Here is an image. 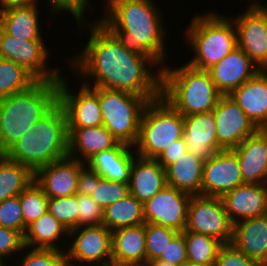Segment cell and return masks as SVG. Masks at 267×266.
<instances>
[{
    "label": "cell",
    "mask_w": 267,
    "mask_h": 266,
    "mask_svg": "<svg viewBox=\"0 0 267 266\" xmlns=\"http://www.w3.org/2000/svg\"><path fill=\"white\" fill-rule=\"evenodd\" d=\"M48 6L50 7V13L53 18L55 14H60V11L63 10L70 12L72 17L75 18V22L80 26V24H86L87 20L84 19V11L89 10L94 11L93 5H91L90 0H48ZM92 8V9H91ZM54 13V14H53Z\"/></svg>",
    "instance_id": "60d3db41"
},
{
    "label": "cell",
    "mask_w": 267,
    "mask_h": 266,
    "mask_svg": "<svg viewBox=\"0 0 267 266\" xmlns=\"http://www.w3.org/2000/svg\"><path fill=\"white\" fill-rule=\"evenodd\" d=\"M184 231L205 234L223 244H230L233 237V223L225 211L221 197L192 196Z\"/></svg>",
    "instance_id": "8fae6325"
},
{
    "label": "cell",
    "mask_w": 267,
    "mask_h": 266,
    "mask_svg": "<svg viewBox=\"0 0 267 266\" xmlns=\"http://www.w3.org/2000/svg\"><path fill=\"white\" fill-rule=\"evenodd\" d=\"M155 3L154 0H107L99 21L128 51L152 55L164 66L167 60L164 43L168 35L161 10Z\"/></svg>",
    "instance_id": "7a4b0ae2"
},
{
    "label": "cell",
    "mask_w": 267,
    "mask_h": 266,
    "mask_svg": "<svg viewBox=\"0 0 267 266\" xmlns=\"http://www.w3.org/2000/svg\"><path fill=\"white\" fill-rule=\"evenodd\" d=\"M68 235L69 231L47 211L39 219L27 226L23 236V242L24 246L28 248L66 251L65 248H67V246L64 244L61 246V240L64 238L66 239L64 243L65 241L68 242L69 240L66 238ZM63 246H65V248Z\"/></svg>",
    "instance_id": "f546056e"
},
{
    "label": "cell",
    "mask_w": 267,
    "mask_h": 266,
    "mask_svg": "<svg viewBox=\"0 0 267 266\" xmlns=\"http://www.w3.org/2000/svg\"><path fill=\"white\" fill-rule=\"evenodd\" d=\"M196 15L184 32L195 53L187 64L207 70L237 48V33L231 17L213 11Z\"/></svg>",
    "instance_id": "8992f818"
},
{
    "label": "cell",
    "mask_w": 267,
    "mask_h": 266,
    "mask_svg": "<svg viewBox=\"0 0 267 266\" xmlns=\"http://www.w3.org/2000/svg\"><path fill=\"white\" fill-rule=\"evenodd\" d=\"M129 195L128 183L112 181L100 176L98 187L94 188L91 198L104 210L107 206Z\"/></svg>",
    "instance_id": "f35d334b"
},
{
    "label": "cell",
    "mask_w": 267,
    "mask_h": 266,
    "mask_svg": "<svg viewBox=\"0 0 267 266\" xmlns=\"http://www.w3.org/2000/svg\"><path fill=\"white\" fill-rule=\"evenodd\" d=\"M191 197L192 195L167 185L143 204L145 223L184 231Z\"/></svg>",
    "instance_id": "5bb4252c"
},
{
    "label": "cell",
    "mask_w": 267,
    "mask_h": 266,
    "mask_svg": "<svg viewBox=\"0 0 267 266\" xmlns=\"http://www.w3.org/2000/svg\"><path fill=\"white\" fill-rule=\"evenodd\" d=\"M161 96L181 115L211 112L222 95L207 70L162 66Z\"/></svg>",
    "instance_id": "5b68a950"
},
{
    "label": "cell",
    "mask_w": 267,
    "mask_h": 266,
    "mask_svg": "<svg viewBox=\"0 0 267 266\" xmlns=\"http://www.w3.org/2000/svg\"><path fill=\"white\" fill-rule=\"evenodd\" d=\"M216 122L217 142L224 150L241 144L259 128L229 95H221L212 110Z\"/></svg>",
    "instance_id": "9a60e30c"
},
{
    "label": "cell",
    "mask_w": 267,
    "mask_h": 266,
    "mask_svg": "<svg viewBox=\"0 0 267 266\" xmlns=\"http://www.w3.org/2000/svg\"><path fill=\"white\" fill-rule=\"evenodd\" d=\"M38 4L11 5L0 9V27L20 40L43 39Z\"/></svg>",
    "instance_id": "4316f807"
},
{
    "label": "cell",
    "mask_w": 267,
    "mask_h": 266,
    "mask_svg": "<svg viewBox=\"0 0 267 266\" xmlns=\"http://www.w3.org/2000/svg\"><path fill=\"white\" fill-rule=\"evenodd\" d=\"M136 156L133 146L119 142L112 149L98 152L85 164L102 178L128 183Z\"/></svg>",
    "instance_id": "d4e9b609"
},
{
    "label": "cell",
    "mask_w": 267,
    "mask_h": 266,
    "mask_svg": "<svg viewBox=\"0 0 267 266\" xmlns=\"http://www.w3.org/2000/svg\"><path fill=\"white\" fill-rule=\"evenodd\" d=\"M177 233L169 227L145 223L146 261L158 259Z\"/></svg>",
    "instance_id": "d590c367"
},
{
    "label": "cell",
    "mask_w": 267,
    "mask_h": 266,
    "mask_svg": "<svg viewBox=\"0 0 267 266\" xmlns=\"http://www.w3.org/2000/svg\"><path fill=\"white\" fill-rule=\"evenodd\" d=\"M112 266L146 262L145 223L112 232Z\"/></svg>",
    "instance_id": "83f0119b"
},
{
    "label": "cell",
    "mask_w": 267,
    "mask_h": 266,
    "mask_svg": "<svg viewBox=\"0 0 267 266\" xmlns=\"http://www.w3.org/2000/svg\"><path fill=\"white\" fill-rule=\"evenodd\" d=\"M68 140L66 113L57 103L3 154L35 173L39 168L67 157Z\"/></svg>",
    "instance_id": "3957f363"
},
{
    "label": "cell",
    "mask_w": 267,
    "mask_h": 266,
    "mask_svg": "<svg viewBox=\"0 0 267 266\" xmlns=\"http://www.w3.org/2000/svg\"><path fill=\"white\" fill-rule=\"evenodd\" d=\"M229 96L259 129L267 128V70H260Z\"/></svg>",
    "instance_id": "7402d4cb"
},
{
    "label": "cell",
    "mask_w": 267,
    "mask_h": 266,
    "mask_svg": "<svg viewBox=\"0 0 267 266\" xmlns=\"http://www.w3.org/2000/svg\"><path fill=\"white\" fill-rule=\"evenodd\" d=\"M188 152L186 144L183 138H180L170 144L157 158L158 163L166 169L168 166L174 164V162Z\"/></svg>",
    "instance_id": "7dc6e473"
},
{
    "label": "cell",
    "mask_w": 267,
    "mask_h": 266,
    "mask_svg": "<svg viewBox=\"0 0 267 266\" xmlns=\"http://www.w3.org/2000/svg\"><path fill=\"white\" fill-rule=\"evenodd\" d=\"M24 247L23 236L16 230L0 226V257L8 260L9 255L18 254Z\"/></svg>",
    "instance_id": "f6af8a7d"
},
{
    "label": "cell",
    "mask_w": 267,
    "mask_h": 266,
    "mask_svg": "<svg viewBox=\"0 0 267 266\" xmlns=\"http://www.w3.org/2000/svg\"><path fill=\"white\" fill-rule=\"evenodd\" d=\"M100 175L85 165L79 174L76 194L92 195L94 188L98 187Z\"/></svg>",
    "instance_id": "bcb514c9"
},
{
    "label": "cell",
    "mask_w": 267,
    "mask_h": 266,
    "mask_svg": "<svg viewBox=\"0 0 267 266\" xmlns=\"http://www.w3.org/2000/svg\"><path fill=\"white\" fill-rule=\"evenodd\" d=\"M39 0H0V9L11 5L38 4Z\"/></svg>",
    "instance_id": "c3c4849f"
},
{
    "label": "cell",
    "mask_w": 267,
    "mask_h": 266,
    "mask_svg": "<svg viewBox=\"0 0 267 266\" xmlns=\"http://www.w3.org/2000/svg\"><path fill=\"white\" fill-rule=\"evenodd\" d=\"M37 81L23 66L0 58V99L25 91Z\"/></svg>",
    "instance_id": "836d02e7"
},
{
    "label": "cell",
    "mask_w": 267,
    "mask_h": 266,
    "mask_svg": "<svg viewBox=\"0 0 267 266\" xmlns=\"http://www.w3.org/2000/svg\"><path fill=\"white\" fill-rule=\"evenodd\" d=\"M58 103V81H37L0 99V154H3Z\"/></svg>",
    "instance_id": "277c9868"
},
{
    "label": "cell",
    "mask_w": 267,
    "mask_h": 266,
    "mask_svg": "<svg viewBox=\"0 0 267 266\" xmlns=\"http://www.w3.org/2000/svg\"><path fill=\"white\" fill-rule=\"evenodd\" d=\"M149 100L126 91L99 88L103 126L119 141L134 146L140 120Z\"/></svg>",
    "instance_id": "ba28073f"
},
{
    "label": "cell",
    "mask_w": 267,
    "mask_h": 266,
    "mask_svg": "<svg viewBox=\"0 0 267 266\" xmlns=\"http://www.w3.org/2000/svg\"><path fill=\"white\" fill-rule=\"evenodd\" d=\"M237 47L242 49L260 70H267V5L253 2L233 18Z\"/></svg>",
    "instance_id": "7c38bea8"
},
{
    "label": "cell",
    "mask_w": 267,
    "mask_h": 266,
    "mask_svg": "<svg viewBox=\"0 0 267 266\" xmlns=\"http://www.w3.org/2000/svg\"><path fill=\"white\" fill-rule=\"evenodd\" d=\"M34 181V173L25 165L0 154V202L19 196Z\"/></svg>",
    "instance_id": "1f68e13d"
},
{
    "label": "cell",
    "mask_w": 267,
    "mask_h": 266,
    "mask_svg": "<svg viewBox=\"0 0 267 266\" xmlns=\"http://www.w3.org/2000/svg\"><path fill=\"white\" fill-rule=\"evenodd\" d=\"M187 246V261L197 266H214L220 248L218 239L205 234L182 231Z\"/></svg>",
    "instance_id": "d6a6232c"
},
{
    "label": "cell",
    "mask_w": 267,
    "mask_h": 266,
    "mask_svg": "<svg viewBox=\"0 0 267 266\" xmlns=\"http://www.w3.org/2000/svg\"><path fill=\"white\" fill-rule=\"evenodd\" d=\"M120 266H146V264L145 263L123 264V265H120Z\"/></svg>",
    "instance_id": "f907efd6"
},
{
    "label": "cell",
    "mask_w": 267,
    "mask_h": 266,
    "mask_svg": "<svg viewBox=\"0 0 267 266\" xmlns=\"http://www.w3.org/2000/svg\"><path fill=\"white\" fill-rule=\"evenodd\" d=\"M231 244L247 257L267 262V214L243 219L233 224Z\"/></svg>",
    "instance_id": "603a6c76"
},
{
    "label": "cell",
    "mask_w": 267,
    "mask_h": 266,
    "mask_svg": "<svg viewBox=\"0 0 267 266\" xmlns=\"http://www.w3.org/2000/svg\"><path fill=\"white\" fill-rule=\"evenodd\" d=\"M181 266H197V265L187 262V263H185V264H183Z\"/></svg>",
    "instance_id": "f5cc1de1"
},
{
    "label": "cell",
    "mask_w": 267,
    "mask_h": 266,
    "mask_svg": "<svg viewBox=\"0 0 267 266\" xmlns=\"http://www.w3.org/2000/svg\"><path fill=\"white\" fill-rule=\"evenodd\" d=\"M214 266H263L259 261L247 257L231 243L224 244L217 255Z\"/></svg>",
    "instance_id": "7bdbcfd3"
},
{
    "label": "cell",
    "mask_w": 267,
    "mask_h": 266,
    "mask_svg": "<svg viewBox=\"0 0 267 266\" xmlns=\"http://www.w3.org/2000/svg\"><path fill=\"white\" fill-rule=\"evenodd\" d=\"M166 186L165 169L156 159L134 158L128 181L129 194L144 204Z\"/></svg>",
    "instance_id": "cb8c5ba5"
},
{
    "label": "cell",
    "mask_w": 267,
    "mask_h": 266,
    "mask_svg": "<svg viewBox=\"0 0 267 266\" xmlns=\"http://www.w3.org/2000/svg\"><path fill=\"white\" fill-rule=\"evenodd\" d=\"M68 238L66 263L74 266H112V231L104 225L73 228L69 230Z\"/></svg>",
    "instance_id": "9c48e42d"
},
{
    "label": "cell",
    "mask_w": 267,
    "mask_h": 266,
    "mask_svg": "<svg viewBox=\"0 0 267 266\" xmlns=\"http://www.w3.org/2000/svg\"><path fill=\"white\" fill-rule=\"evenodd\" d=\"M158 259L176 266H181L188 262L187 246L182 232H178L172 238Z\"/></svg>",
    "instance_id": "ee69618b"
},
{
    "label": "cell",
    "mask_w": 267,
    "mask_h": 266,
    "mask_svg": "<svg viewBox=\"0 0 267 266\" xmlns=\"http://www.w3.org/2000/svg\"><path fill=\"white\" fill-rule=\"evenodd\" d=\"M146 266H176L173 265L169 262L163 261V260H159V259H154L151 261H146L145 262Z\"/></svg>",
    "instance_id": "681fc988"
},
{
    "label": "cell",
    "mask_w": 267,
    "mask_h": 266,
    "mask_svg": "<svg viewBox=\"0 0 267 266\" xmlns=\"http://www.w3.org/2000/svg\"><path fill=\"white\" fill-rule=\"evenodd\" d=\"M78 208V227L102 224L103 210L90 195L76 194Z\"/></svg>",
    "instance_id": "b9f144b4"
},
{
    "label": "cell",
    "mask_w": 267,
    "mask_h": 266,
    "mask_svg": "<svg viewBox=\"0 0 267 266\" xmlns=\"http://www.w3.org/2000/svg\"><path fill=\"white\" fill-rule=\"evenodd\" d=\"M66 78L61 75L58 80V103L66 113L67 128L102 126L99 88L82 83L76 93L71 91Z\"/></svg>",
    "instance_id": "4fadbf2b"
},
{
    "label": "cell",
    "mask_w": 267,
    "mask_h": 266,
    "mask_svg": "<svg viewBox=\"0 0 267 266\" xmlns=\"http://www.w3.org/2000/svg\"><path fill=\"white\" fill-rule=\"evenodd\" d=\"M65 266H74V265H70V264L66 263Z\"/></svg>",
    "instance_id": "db71d44e"
},
{
    "label": "cell",
    "mask_w": 267,
    "mask_h": 266,
    "mask_svg": "<svg viewBox=\"0 0 267 266\" xmlns=\"http://www.w3.org/2000/svg\"><path fill=\"white\" fill-rule=\"evenodd\" d=\"M231 150L239 160L243 183L265 184L267 182L266 129H259Z\"/></svg>",
    "instance_id": "ffe728a7"
},
{
    "label": "cell",
    "mask_w": 267,
    "mask_h": 266,
    "mask_svg": "<svg viewBox=\"0 0 267 266\" xmlns=\"http://www.w3.org/2000/svg\"><path fill=\"white\" fill-rule=\"evenodd\" d=\"M0 226L14 229L24 236L27 227L24 225L19 196L0 202Z\"/></svg>",
    "instance_id": "ab89813d"
},
{
    "label": "cell",
    "mask_w": 267,
    "mask_h": 266,
    "mask_svg": "<svg viewBox=\"0 0 267 266\" xmlns=\"http://www.w3.org/2000/svg\"><path fill=\"white\" fill-rule=\"evenodd\" d=\"M184 120L162 96L147 103L140 120L139 136L133 146L137 156L156 159L174 141L182 138Z\"/></svg>",
    "instance_id": "52a82bcc"
},
{
    "label": "cell",
    "mask_w": 267,
    "mask_h": 266,
    "mask_svg": "<svg viewBox=\"0 0 267 266\" xmlns=\"http://www.w3.org/2000/svg\"><path fill=\"white\" fill-rule=\"evenodd\" d=\"M204 162V159L186 152L165 169L167 185L192 196L202 195Z\"/></svg>",
    "instance_id": "f1b7e54d"
},
{
    "label": "cell",
    "mask_w": 267,
    "mask_h": 266,
    "mask_svg": "<svg viewBox=\"0 0 267 266\" xmlns=\"http://www.w3.org/2000/svg\"><path fill=\"white\" fill-rule=\"evenodd\" d=\"M76 194L67 197L48 198V212L68 231L78 227Z\"/></svg>",
    "instance_id": "8d00e7d4"
},
{
    "label": "cell",
    "mask_w": 267,
    "mask_h": 266,
    "mask_svg": "<svg viewBox=\"0 0 267 266\" xmlns=\"http://www.w3.org/2000/svg\"><path fill=\"white\" fill-rule=\"evenodd\" d=\"M183 140L188 152L205 161L215 152L224 150L217 142L216 122L211 112L183 116Z\"/></svg>",
    "instance_id": "44dd1931"
},
{
    "label": "cell",
    "mask_w": 267,
    "mask_h": 266,
    "mask_svg": "<svg viewBox=\"0 0 267 266\" xmlns=\"http://www.w3.org/2000/svg\"><path fill=\"white\" fill-rule=\"evenodd\" d=\"M6 260L2 257H0V266H6L7 264L5 263Z\"/></svg>",
    "instance_id": "816d5d0a"
},
{
    "label": "cell",
    "mask_w": 267,
    "mask_h": 266,
    "mask_svg": "<svg viewBox=\"0 0 267 266\" xmlns=\"http://www.w3.org/2000/svg\"><path fill=\"white\" fill-rule=\"evenodd\" d=\"M43 39L20 40L0 27V58L23 66L38 81H58L61 73L48 67L50 49Z\"/></svg>",
    "instance_id": "30bf717a"
},
{
    "label": "cell",
    "mask_w": 267,
    "mask_h": 266,
    "mask_svg": "<svg viewBox=\"0 0 267 266\" xmlns=\"http://www.w3.org/2000/svg\"><path fill=\"white\" fill-rule=\"evenodd\" d=\"M221 200L233 224L267 214V191L264 184L244 183L228 191Z\"/></svg>",
    "instance_id": "d6986e66"
},
{
    "label": "cell",
    "mask_w": 267,
    "mask_h": 266,
    "mask_svg": "<svg viewBox=\"0 0 267 266\" xmlns=\"http://www.w3.org/2000/svg\"><path fill=\"white\" fill-rule=\"evenodd\" d=\"M207 71L222 95H229L245 81L255 76L260 69L239 47Z\"/></svg>",
    "instance_id": "ac0fdd59"
},
{
    "label": "cell",
    "mask_w": 267,
    "mask_h": 266,
    "mask_svg": "<svg viewBox=\"0 0 267 266\" xmlns=\"http://www.w3.org/2000/svg\"><path fill=\"white\" fill-rule=\"evenodd\" d=\"M19 201L26 227L48 211V197L35 181L19 194Z\"/></svg>",
    "instance_id": "e575fe53"
},
{
    "label": "cell",
    "mask_w": 267,
    "mask_h": 266,
    "mask_svg": "<svg viewBox=\"0 0 267 266\" xmlns=\"http://www.w3.org/2000/svg\"><path fill=\"white\" fill-rule=\"evenodd\" d=\"M242 184L240 163L231 149L215 152L204 162L202 196L222 197Z\"/></svg>",
    "instance_id": "2e32d148"
},
{
    "label": "cell",
    "mask_w": 267,
    "mask_h": 266,
    "mask_svg": "<svg viewBox=\"0 0 267 266\" xmlns=\"http://www.w3.org/2000/svg\"><path fill=\"white\" fill-rule=\"evenodd\" d=\"M86 164L70 156L39 168L34 181L48 198L67 197L76 194L81 169Z\"/></svg>",
    "instance_id": "e0dca14e"
},
{
    "label": "cell",
    "mask_w": 267,
    "mask_h": 266,
    "mask_svg": "<svg viewBox=\"0 0 267 266\" xmlns=\"http://www.w3.org/2000/svg\"><path fill=\"white\" fill-rule=\"evenodd\" d=\"M24 249L25 252H22ZM24 253L25 255L20 257L22 260H19L21 264L16 266H65L66 264L65 251L57 249L28 248L24 246L21 253L18 255H23Z\"/></svg>",
    "instance_id": "74e56055"
},
{
    "label": "cell",
    "mask_w": 267,
    "mask_h": 266,
    "mask_svg": "<svg viewBox=\"0 0 267 266\" xmlns=\"http://www.w3.org/2000/svg\"><path fill=\"white\" fill-rule=\"evenodd\" d=\"M99 20L80 24L86 26L91 36L73 60L68 59L70 70L92 88L126 91L145 96L149 101L160 97L162 65L152 55L128 51ZM153 65L159 70H152Z\"/></svg>",
    "instance_id": "6da1fadb"
},
{
    "label": "cell",
    "mask_w": 267,
    "mask_h": 266,
    "mask_svg": "<svg viewBox=\"0 0 267 266\" xmlns=\"http://www.w3.org/2000/svg\"><path fill=\"white\" fill-rule=\"evenodd\" d=\"M67 129L69 135L68 156L83 163H86L98 152L112 149L119 143L103 125Z\"/></svg>",
    "instance_id": "484cf974"
},
{
    "label": "cell",
    "mask_w": 267,
    "mask_h": 266,
    "mask_svg": "<svg viewBox=\"0 0 267 266\" xmlns=\"http://www.w3.org/2000/svg\"><path fill=\"white\" fill-rule=\"evenodd\" d=\"M142 223H145L143 204L131 194L103 210L102 225L112 232Z\"/></svg>",
    "instance_id": "4dcf8cb0"
}]
</instances>
